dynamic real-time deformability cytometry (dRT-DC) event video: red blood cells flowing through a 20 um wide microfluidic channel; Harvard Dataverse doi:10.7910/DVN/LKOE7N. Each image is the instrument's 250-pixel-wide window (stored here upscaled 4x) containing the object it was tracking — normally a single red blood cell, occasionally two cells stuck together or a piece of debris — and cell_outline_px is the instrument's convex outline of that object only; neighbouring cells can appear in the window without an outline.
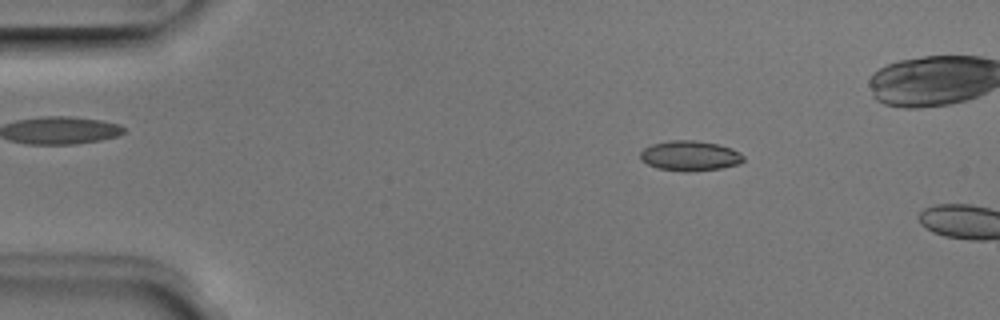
{"species": "Egyptian fruit bat (a non-hibernating species)", "species_latin": "Rousettus aegyptiacus", "temperature_condition": "room temperature", "stored_images_in_passage": 3, "camera_frame_rate_fps": 3000, "um_per_image_px": 0.085, "animal": {"sex": "male"}, "frame": {"image": 1, "passage_image": 2, "time_ms": 0.333, "image_size_px": [1000, 320], "cell_outline_px": [[744, 160], [740, 164], [720, 168], [688, 172], [684, 172], [656, 168], [640, 160], [640, 152], [644, 148], [652, 144], [668, 140], [696, 140], [720, 144], [732, 148], [740, 152], [744, 156]], "centroid_in_image_um": [58.65, 13.24], "position_along_channel_um": 26.3, "area_um2": 18.38}}